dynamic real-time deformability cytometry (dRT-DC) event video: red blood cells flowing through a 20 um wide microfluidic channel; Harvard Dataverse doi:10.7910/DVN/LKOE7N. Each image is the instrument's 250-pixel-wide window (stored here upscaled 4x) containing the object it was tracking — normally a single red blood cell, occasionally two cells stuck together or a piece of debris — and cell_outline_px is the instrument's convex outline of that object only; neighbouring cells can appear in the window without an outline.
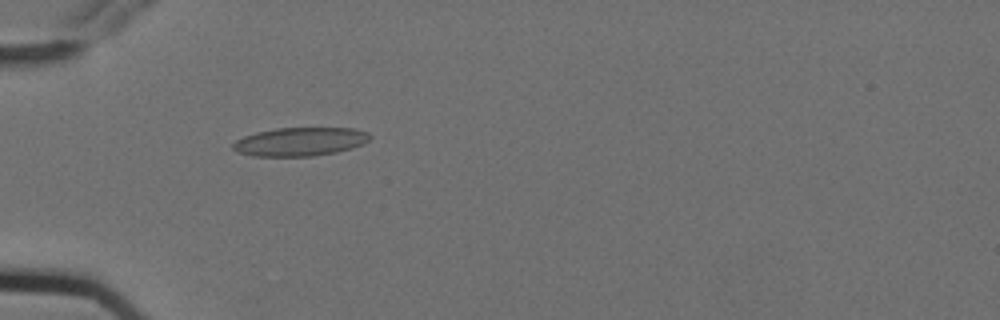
{"species": "Egyptian fruit bat (a non-hibernating species)", "species_latin": "Rousettus aegyptiacus", "temperature_condition": "cold", "stored_images_in_passage": 6, "camera_frame_rate_fps": 3000, "um_per_image_px": 0.085, "animal": {"sex": "female"}, "frame": {"image": 1, "passage_image": 5, "time_ms": 1.333, "image_size_px": [1000, 320], "cell_outline_px": [[372, 136], [364, 144], [352, 148], [336, 152], [312, 156], [252, 156], [236, 152], [232, 148], [232, 144], [236, 140], [244, 136], [256, 132], [276, 128], [352, 128], [368, 132]], "centroid_in_image_um": [25.5, 12.04], "position_along_channel_um": 59.5, "area_um2": 22.89}}
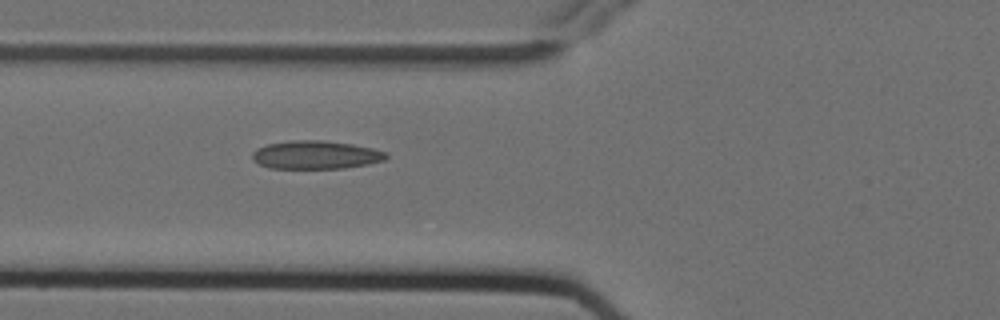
{"frame": {"image": 2, "passage_image": 6, "time_ms": 1.667, "image_size_px": [1000, 320], "cell_outline_px": [[388, 156], [384, 160], [368, 164], [344, 168], [268, 168], [252, 160], [252, 152], [256, 148], [268, 144], [292, 140], [324, 140], [352, 144], [372, 148], [388, 152]], "centroid_in_image_um": [26.83, 13.16], "position_along_channel_um": 99.0, "area_um2": 22.14}}